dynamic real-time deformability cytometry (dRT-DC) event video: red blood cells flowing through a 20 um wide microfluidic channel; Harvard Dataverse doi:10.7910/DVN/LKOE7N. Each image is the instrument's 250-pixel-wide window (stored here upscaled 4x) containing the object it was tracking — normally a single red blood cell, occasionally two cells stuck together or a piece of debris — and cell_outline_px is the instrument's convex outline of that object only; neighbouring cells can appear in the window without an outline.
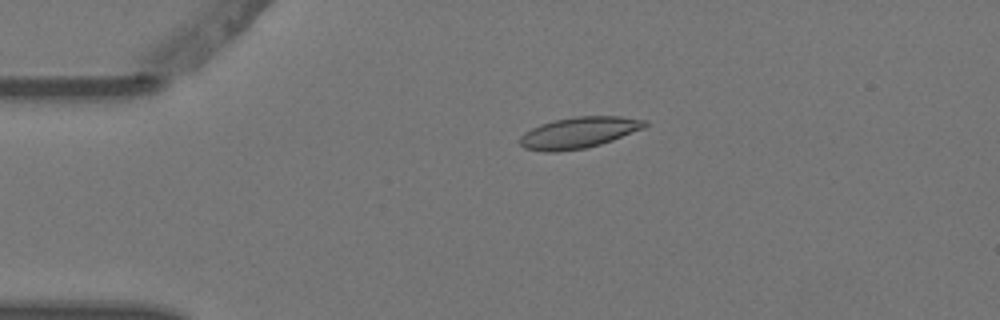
{"species": "Egyptian fruit bat (a non-hibernating species)", "species_latin": "Rousettus aegyptiacus", "temperature_condition": "warm", "stored_images_in_passage": 3, "camera_frame_rate_fps": 3000, "um_per_image_px": 0.085, "animal": {"sex": "female"}, "frame": {"image": 1, "passage_image": 2, "time_ms": 0.333, "image_size_px": [1000, 320], "cell_outline_px": [[648, 124], [644, 128], [612, 140], [600, 144], [584, 148], [552, 152], [544, 152], [524, 148], [520, 144], [520, 136], [524, 132], [540, 124], [572, 116], [620, 116], [648, 120]], "centroid_in_image_um": [49.2, 11.26], "position_along_channel_um": 35.8, "area_um2": 22.66}}